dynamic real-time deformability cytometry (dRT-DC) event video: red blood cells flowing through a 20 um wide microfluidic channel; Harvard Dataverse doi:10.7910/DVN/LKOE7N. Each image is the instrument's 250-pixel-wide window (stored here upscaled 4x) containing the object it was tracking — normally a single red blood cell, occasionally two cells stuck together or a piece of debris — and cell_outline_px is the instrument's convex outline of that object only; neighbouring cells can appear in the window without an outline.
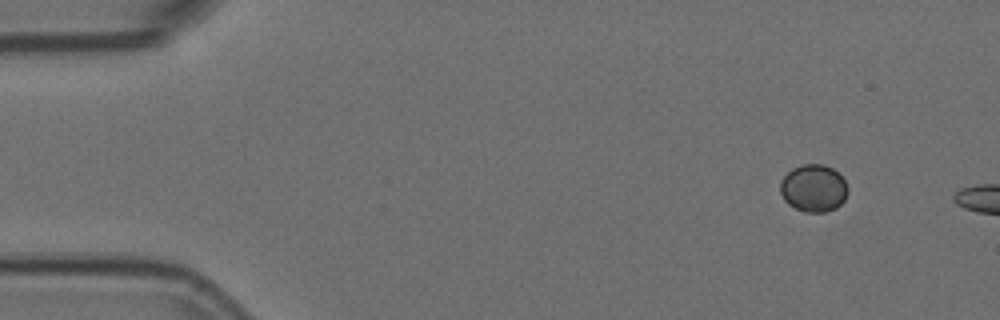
{"species": "Egyptian fruit bat (a non-hibernating species)", "species_latin": "Rousettus aegyptiacus", "temperature_condition": "room temperature", "stored_images_in_passage": 4, "camera_frame_rate_fps": 3000, "um_per_image_px": 0.085, "animal": {"sex": "female"}, "frame": {"image": 1, "passage_image": 1, "time_ms": 0.0, "image_size_px": [1000, 320], "cell_outline_px": [[848, 192], [844, 200], [836, 208], [824, 212], [804, 212], [788, 204], [784, 200], [780, 192], [780, 180], [792, 168], [800, 164], [824, 164], [832, 168], [844, 180], [848, 188]], "centroid_in_image_um": [69.13, 15.99], "position_along_channel_um": 15.9, "area_um2": 18.73}}